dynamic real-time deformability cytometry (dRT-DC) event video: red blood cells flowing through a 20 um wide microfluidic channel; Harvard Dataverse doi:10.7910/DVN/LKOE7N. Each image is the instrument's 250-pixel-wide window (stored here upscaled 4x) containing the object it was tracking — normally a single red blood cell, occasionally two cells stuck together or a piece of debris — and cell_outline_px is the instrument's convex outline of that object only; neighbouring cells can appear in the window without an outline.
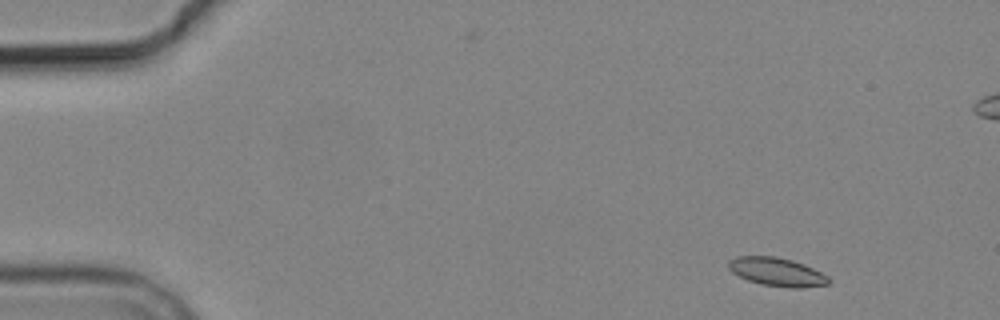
{"species": "common noctule bat (a hibernating species)", "species_latin": "Nyctalus noctula", "temperature_condition": "cold", "stored_images_in_passage": 9, "camera_frame_rate_fps": 3000, "um_per_image_px": 0.085, "animal": {"sex": "male", "body_mass_g": 19.2, "forearm_length_mm": 51.8}, "frame": {"image": 1, "passage_image": 1, "time_ms": 0.0, "image_size_px": [1000, 320], "cell_outline_px": [[828, 284], [800, 288], [792, 288], [760, 284], [748, 280], [732, 272], [728, 268], [728, 260], [736, 256], [776, 256], [792, 260], [804, 264], [828, 276]], "centroid_in_image_um": [66.0, 23.1], "position_along_channel_um": 19.0, "area_um2": 16.53}}
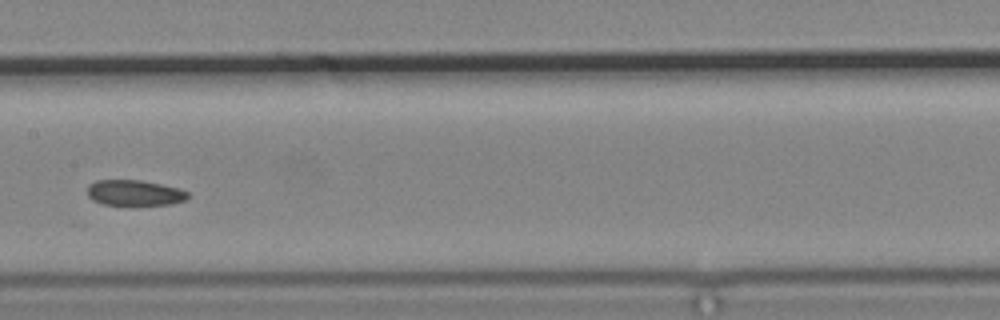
{"frame": {"image": 2, "passage_image": 7, "time_ms": 7.667, "image_size_px": [1000, 320], "cell_outline_px": [[188, 196], [184, 200], [168, 204], [104, 204], [92, 200], [88, 196], [88, 184], [96, 180], [140, 180], [180, 188], [188, 192]], "centroid_in_image_um": [11.4, 16.37], "position_along_channel_um": 196.0, "area_um2": 14.74}}
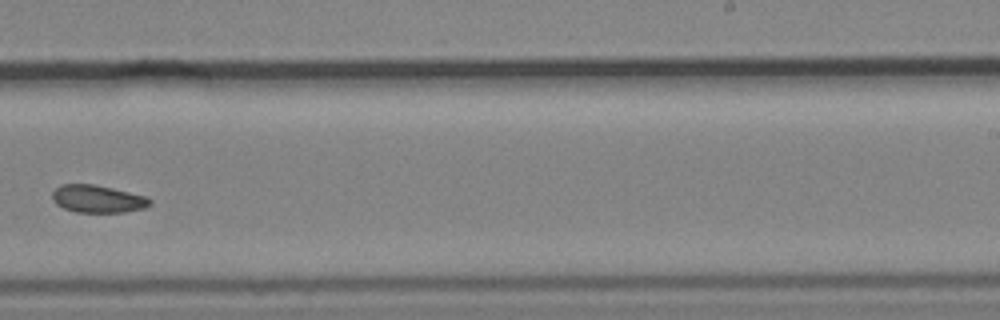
{"frame": {"image": 3, "passage_image": 9, "time_ms": 10.0, "image_size_px": [1000, 320], "cell_outline_px": [[152, 204], [144, 208], [124, 212], [76, 212], [64, 208], [56, 204], [52, 200], [52, 192], [60, 184], [92, 184], [112, 188], [144, 196], [152, 200]], "centroid_in_image_um": [8.28, 16.91], "position_along_channel_um": 280.7, "area_um2": 15.61}}